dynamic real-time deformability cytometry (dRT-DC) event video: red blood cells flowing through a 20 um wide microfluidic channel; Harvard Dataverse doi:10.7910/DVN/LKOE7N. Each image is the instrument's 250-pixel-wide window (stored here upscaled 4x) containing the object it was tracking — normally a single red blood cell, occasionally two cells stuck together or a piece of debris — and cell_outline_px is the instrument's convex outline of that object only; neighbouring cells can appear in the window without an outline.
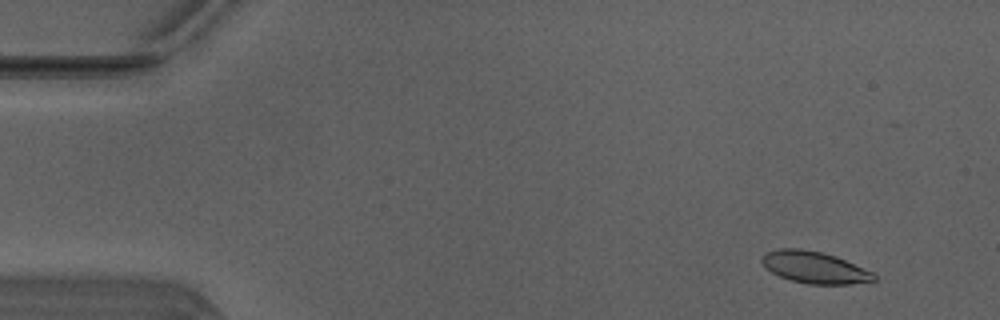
{"species": "Egyptian fruit bat (a non-hibernating species)", "species_latin": "Rousettus aegyptiacus", "temperature_condition": "warm", "stored_images_in_passage": 16, "camera_frame_rate_fps": 3000, "um_per_image_px": 0.085, "animal": {"sex": "male"}, "frame": {"image": 1, "passage_image": 5, "time_ms": 1.333, "image_size_px": [1000, 320], "cell_outline_px": [[876, 280], [848, 284], [808, 284], [792, 280], [780, 276], [764, 268], [760, 260], [760, 256], [764, 252], [780, 248], [800, 248], [820, 252], [836, 256], [872, 272], [876, 276]], "centroid_in_image_um": [69.16, 22.71], "position_along_channel_um": 15.8, "area_um2": 20.75}}